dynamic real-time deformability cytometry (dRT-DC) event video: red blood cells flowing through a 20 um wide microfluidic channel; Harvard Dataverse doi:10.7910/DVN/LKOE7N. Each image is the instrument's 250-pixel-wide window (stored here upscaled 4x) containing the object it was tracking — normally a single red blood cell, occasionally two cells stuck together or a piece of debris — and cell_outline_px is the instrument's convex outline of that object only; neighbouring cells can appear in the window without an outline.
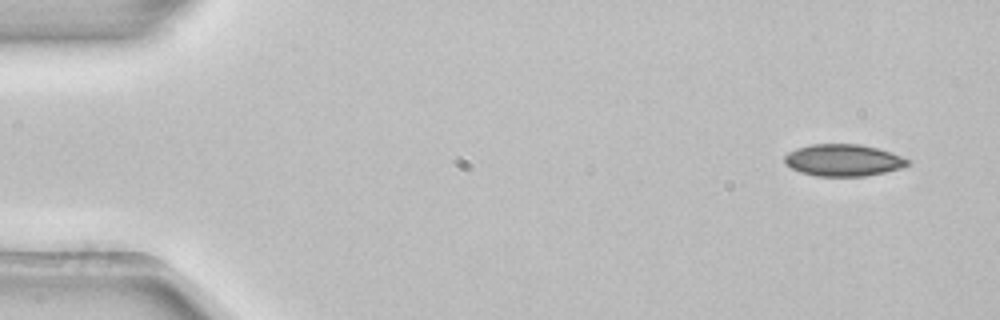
{"species": "common noctule bat (a hibernating species)", "species_latin": "Nyctalus noctula", "temperature_condition": "room temperature", "stored_images_in_passage": 3, "camera_frame_rate_fps": 3000, "um_per_image_px": 0.085, "animal": {"sex": "female", "body_mass_g": 22.7, "forearm_length_mm": 54.2}, "frame": {"image": 1, "passage_image": 1, "time_ms": 0.0, "image_size_px": [1000, 320], "cell_outline_px": [[908, 164], [900, 168], [884, 172], [864, 176], [816, 176], [800, 172], [784, 164], [784, 156], [788, 152], [796, 148], [812, 144], [860, 144], [876, 148], [900, 156], [908, 160]], "centroid_in_image_um": [71.6, 13.62], "position_along_channel_um": 13.4, "area_um2": 22.66}}